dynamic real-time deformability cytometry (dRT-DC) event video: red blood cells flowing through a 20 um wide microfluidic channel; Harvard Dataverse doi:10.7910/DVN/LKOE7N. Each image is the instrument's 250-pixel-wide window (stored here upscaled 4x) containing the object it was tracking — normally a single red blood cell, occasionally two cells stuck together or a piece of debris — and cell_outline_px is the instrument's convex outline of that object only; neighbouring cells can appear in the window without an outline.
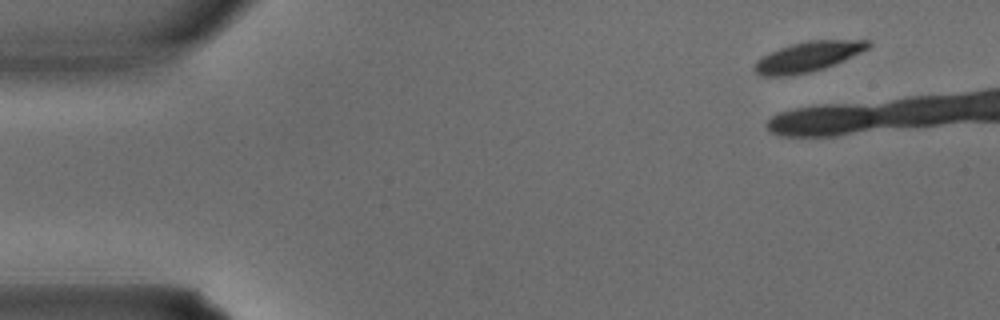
{"species": "common noctule bat (a hibernating species)", "species_latin": "Nyctalus noctula", "temperature_condition": "warm", "stored_images_in_passage": 4, "camera_frame_rate_fps": 3000, "um_per_image_px": 0.085, "animal": {"sex": "male", "body_mass_g": 15.6}, "frame": {"image": 1, "passage_image": 1, "time_ms": 0.0, "image_size_px": [1000, 320], "cell_outline_px": [[872, 44], [868, 48], [844, 60], [824, 68], [808, 72], [788, 76], [760, 76], [752, 68], [756, 60], [780, 48], [792, 44], [812, 40], [868, 40]], "centroid_in_image_um": [68.66, 4.83], "position_along_channel_um": 16.3, "area_um2": 19.59}}
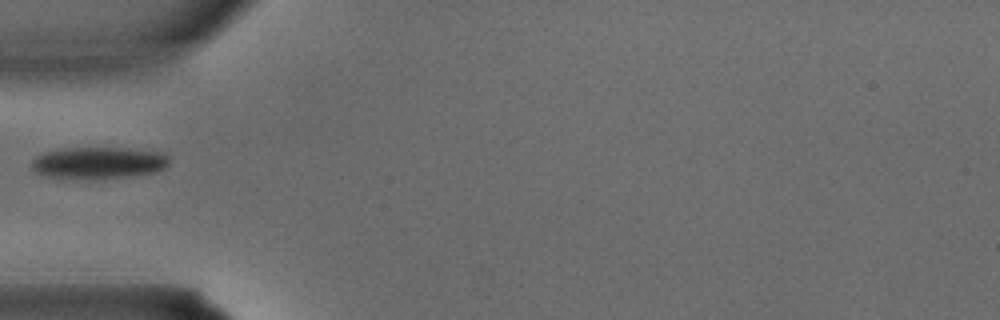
{"frame": {"image": 2, "passage_image": 4, "time_ms": 1.0, "image_size_px": [1000, 320], "cell_outline_px": [[168, 164], [164, 168], [156, 172], [124, 176], [44, 176], [36, 172], [32, 168], [32, 160], [40, 152], [64, 148], [128, 148], [164, 152], [168, 156]], "centroid_in_image_um": [8.39, 13.78], "position_along_channel_um": 76.6, "area_um2": 24.62}}